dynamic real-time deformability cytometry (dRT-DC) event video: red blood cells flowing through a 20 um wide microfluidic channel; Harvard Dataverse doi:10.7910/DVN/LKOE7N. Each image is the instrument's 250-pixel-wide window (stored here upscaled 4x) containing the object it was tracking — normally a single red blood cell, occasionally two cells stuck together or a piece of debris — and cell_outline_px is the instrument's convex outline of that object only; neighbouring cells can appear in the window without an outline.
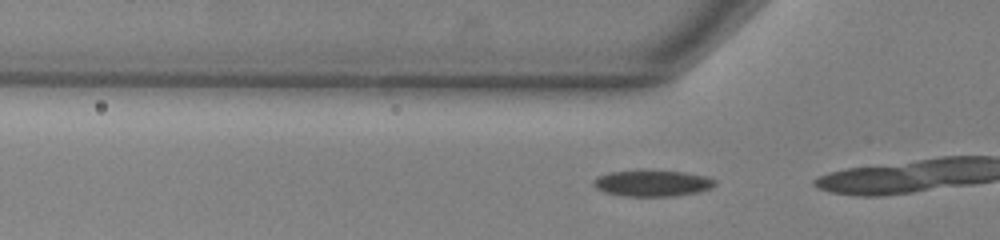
{"species": "common noctule bat (a hibernating species)", "species_latin": "Nyctalus noctula", "temperature_condition": "warm", "stored_images_in_passage": 9, "camera_frame_rate_fps": 3000, "um_per_image_px": 0.085, "animal": {"sex": "male", "body_mass_g": 13.0, "forearm_length_mm": 53.1}, "frame": {"image": 1, "passage_image": 6, "time_ms": 1.667, "image_size_px": [1000, 240], "cell_outline_px": [[716, 184], [712, 188], [696, 192], [672, 196], [620, 196], [604, 192], [596, 188], [592, 184], [592, 180], [608, 172], [640, 168], [688, 172], [708, 176], [716, 180]], "centroid_in_image_um": [55.43, 15.53], "position_along_channel_um": 70.4, "area_um2": 19.36}}